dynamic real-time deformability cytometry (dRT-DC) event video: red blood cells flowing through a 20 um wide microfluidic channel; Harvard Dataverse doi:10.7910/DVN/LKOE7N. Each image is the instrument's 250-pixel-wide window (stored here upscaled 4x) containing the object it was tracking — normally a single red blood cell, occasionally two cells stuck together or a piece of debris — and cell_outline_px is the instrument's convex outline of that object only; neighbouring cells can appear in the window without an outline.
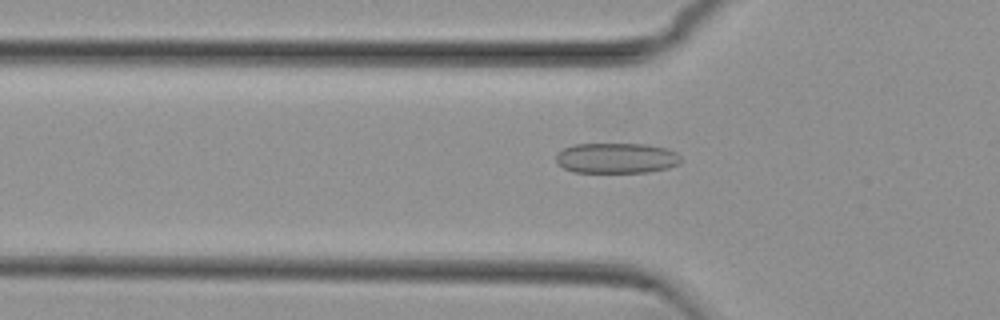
{"species": "common noctule bat (a hibernating species)", "species_latin": "Nyctalus noctula", "temperature_condition": "cold", "stored_images_in_passage": 38, "camera_frame_rate_fps": 3000, "um_per_image_px": 0.085, "animal": {"sex": "female", "body_mass_g": 29.2, "forearm_length_mm": 56.3}, "frame": {"image": 1, "passage_image": 2, "time_ms": 0.333, "image_size_px": [1000, 320], "cell_outline_px": [[680, 164], [668, 168], [648, 172], [572, 172], [556, 164], [556, 152], [572, 144], [648, 144], [668, 148], [676, 152], [680, 156]], "centroid_in_image_um": [52.38, 13.43], "position_along_channel_um": 73.4, "area_um2": 22.43}}
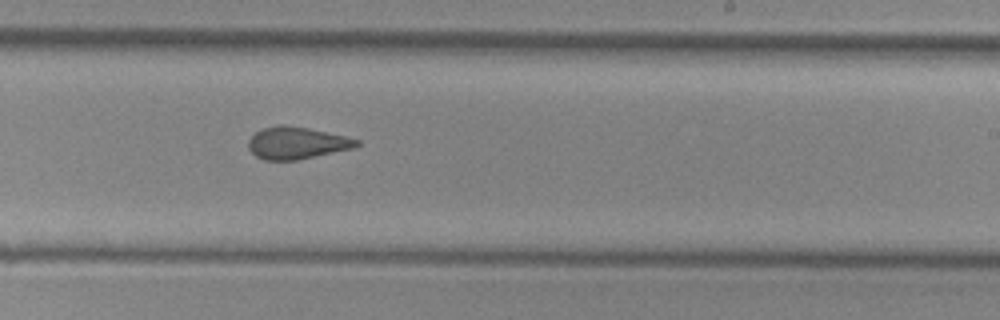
{"frame": {"image": 2, "passage_image": 17, "time_ms": 5.333, "image_size_px": [1000, 320], "cell_outline_px": [[360, 144], [356, 148], [296, 160], [264, 160], [256, 156], [248, 148], [248, 140], [256, 132], [264, 128], [280, 124], [284, 124], [308, 128], [344, 136], [360, 140]], "centroid_in_image_um": [25.23, 12.15], "position_along_channel_um": 263.8, "area_um2": 20.23}}
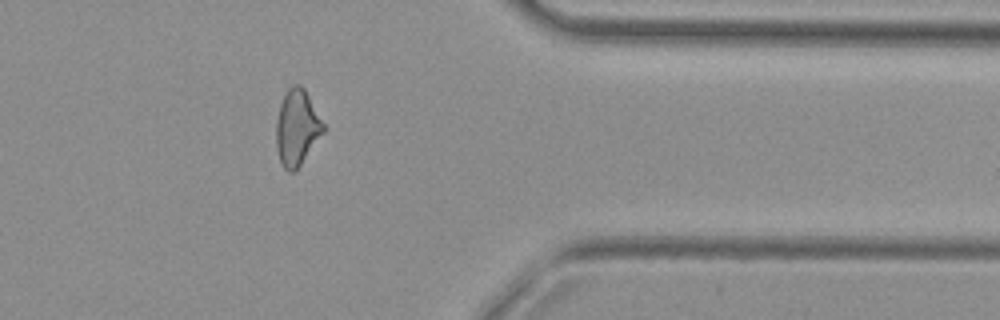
{"frame": {"image": 3, "passage_image": 28, "time_ms": 9.0, "image_size_px": [1000, 320], "cell_outline_px": [[324, 132], [300, 164], [292, 172], [288, 172], [284, 168], [280, 160], [276, 144], [276, 120], [280, 104], [288, 88], [292, 84], [300, 84], [304, 88], [324, 124]], "centroid_in_image_um": [25.23, 10.82], "position_along_channel_um": 386.2, "area_um2": 20.46}, "authors_computed_cell_mechanics": {"area_um2": 20.7791, "velocity_mm_per_s": 3.7991, "shape_relaxation_time_tau1_ms": null, "shape_relaxation_time_tau2_ms": 1.4056, "deformation_change_tau1": null, "deformation_change_tau2": 0.1022}}